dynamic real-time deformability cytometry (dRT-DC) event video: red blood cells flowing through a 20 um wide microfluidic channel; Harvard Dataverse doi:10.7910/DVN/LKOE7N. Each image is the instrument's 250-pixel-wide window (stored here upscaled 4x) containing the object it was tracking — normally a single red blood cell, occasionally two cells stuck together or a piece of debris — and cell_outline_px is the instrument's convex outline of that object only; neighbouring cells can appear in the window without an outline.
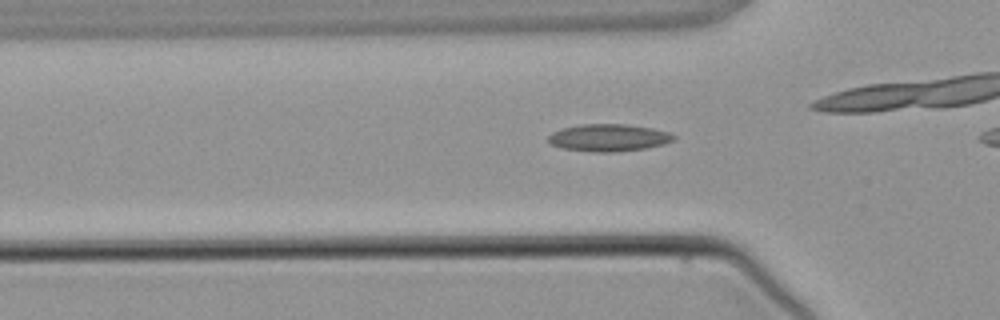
{"species": "common noctule bat (a hibernating species)", "species_latin": "Nyctalus noctula", "temperature_condition": "warm", "stored_images_in_passage": 7, "camera_frame_rate_fps": 3000, "um_per_image_px": 0.085, "animal": {"sex": "male", "body_mass_g": 21.5, "forearm_length_mm": 52.0}, "frame": {"image": 1, "passage_image": 5, "time_ms": 5.667, "image_size_px": [1000, 320], "cell_outline_px": [[676, 140], [664, 144], [648, 148], [616, 152], [592, 152], [564, 148], [552, 144], [548, 140], [548, 136], [552, 132], [560, 128], [580, 124], [628, 124], [652, 128], [668, 132], [676, 136]], "centroid_in_image_um": [51.76, 11.7], "position_along_channel_um": 74.0, "area_um2": 20.11}}